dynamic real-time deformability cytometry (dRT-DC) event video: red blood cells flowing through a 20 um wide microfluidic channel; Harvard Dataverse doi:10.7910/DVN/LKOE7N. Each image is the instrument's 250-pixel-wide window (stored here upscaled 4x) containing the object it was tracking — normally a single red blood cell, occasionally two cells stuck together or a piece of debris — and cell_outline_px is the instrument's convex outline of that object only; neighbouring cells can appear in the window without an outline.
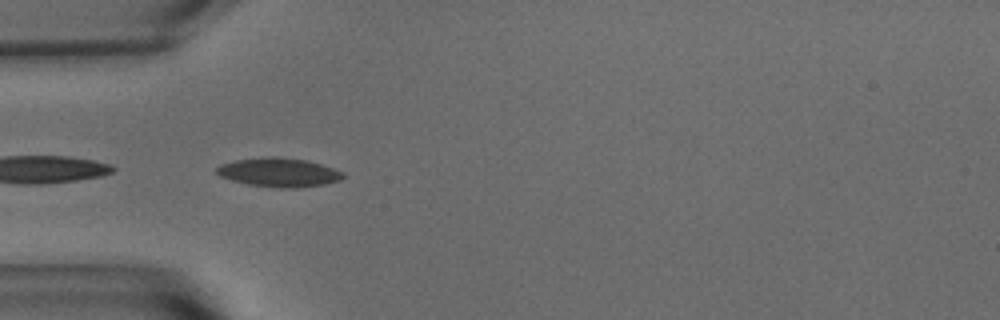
{"species": "common noctule bat (a hibernating species)", "species_latin": "Nyctalus noctula", "temperature_condition": "warm", "stored_images_in_passage": 10, "camera_frame_rate_fps": 3000, "um_per_image_px": 0.085, "animal": {"sex": "male", "body_mass_g": 15.6}, "frame": {"image": 1, "passage_image": 1, "time_ms": 0.0, "image_size_px": [1000, 320], "cell_outline_px": [[344, 176], [340, 180], [324, 184], [296, 188], [280, 188], [248, 184], [232, 180], [220, 176], [216, 172], [216, 168], [220, 164], [236, 160], [264, 156], [276, 156], [308, 160], [344, 172]], "centroid_in_image_um": [23.69, 14.64], "position_along_channel_um": 61.3, "area_um2": 21.33}}
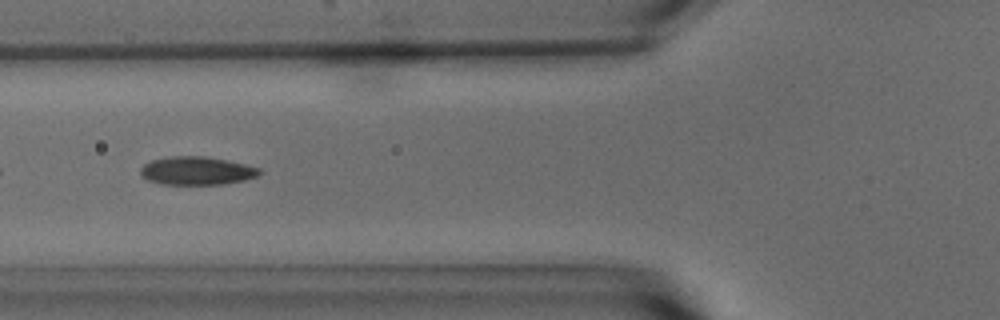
{"frame": {"image": 2, "passage_image": 5, "time_ms": 1.333, "image_size_px": [1000, 320], "cell_outline_px": [[264, 172], [256, 176], [244, 180], [224, 184], [160, 184], [148, 180], [140, 176], [140, 168], [144, 164], [152, 160], [168, 156], [204, 156], [228, 160], [260, 168]], "centroid_in_image_um": [16.71, 14.51], "position_along_channel_um": 109.1, "area_um2": 19.71}}